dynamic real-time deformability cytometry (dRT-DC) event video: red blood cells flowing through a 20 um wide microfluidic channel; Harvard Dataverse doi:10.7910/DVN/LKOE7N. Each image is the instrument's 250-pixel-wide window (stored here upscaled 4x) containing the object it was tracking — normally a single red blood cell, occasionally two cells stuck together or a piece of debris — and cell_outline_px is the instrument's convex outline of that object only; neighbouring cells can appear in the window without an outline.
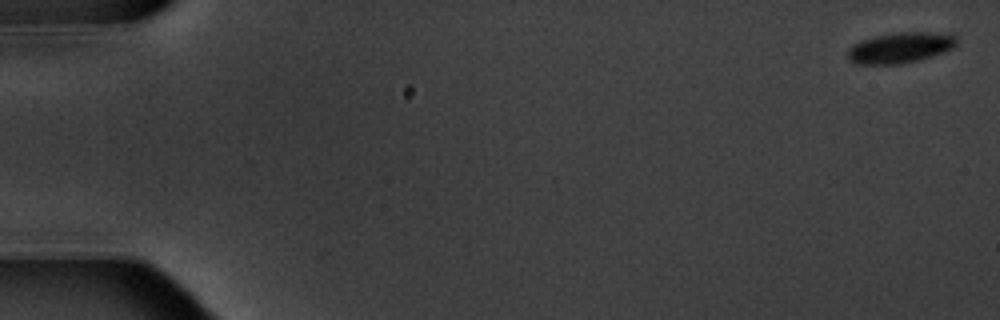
{"species": "common noctule bat (a hibernating species)", "species_latin": "Nyctalus noctula", "temperature_condition": "warm", "stored_images_in_passage": 5, "camera_frame_rate_fps": 3000, "um_per_image_px": 0.085, "animal": {"sex": "male", "body_mass_g": 20.1, "forearm_length_mm": 53.5}, "frame": {"image": 1, "passage_image": 1, "time_ms": 0.0, "image_size_px": [1000, 320], "cell_outline_px": [[956, 44], [952, 48], [932, 56], [920, 60], [900, 64], [856, 64], [848, 60], [848, 48], [852, 44], [860, 40], [876, 36], [900, 32], [928, 32], [956, 36]], "centroid_in_image_um": [76.46, 4.07], "position_along_channel_um": 8.5, "area_um2": 19.36}}
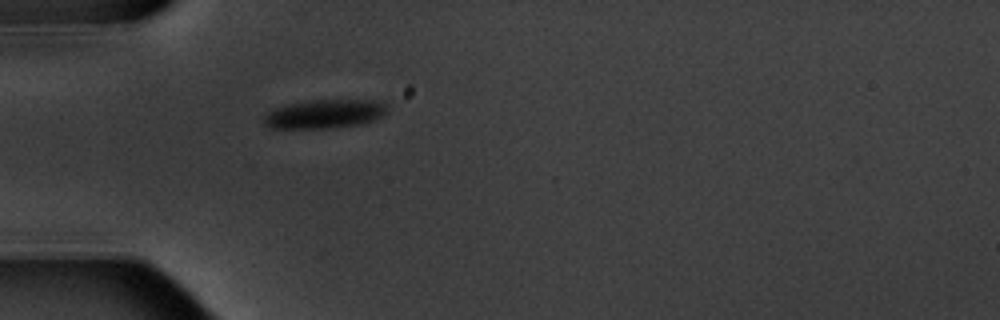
{"frame": {"image": 2, "passage_image": 5, "time_ms": 5.667, "image_size_px": [1000, 320], "cell_outline_px": [[388, 112], [384, 116], [376, 120], [360, 124], [328, 128], [268, 128], [264, 124], [264, 116], [268, 112], [276, 108], [288, 104], [312, 100], [380, 100], [384, 104]], "centroid_in_image_um": [27.63, 9.69], "position_along_channel_um": 57.4, "area_um2": 20.75}}